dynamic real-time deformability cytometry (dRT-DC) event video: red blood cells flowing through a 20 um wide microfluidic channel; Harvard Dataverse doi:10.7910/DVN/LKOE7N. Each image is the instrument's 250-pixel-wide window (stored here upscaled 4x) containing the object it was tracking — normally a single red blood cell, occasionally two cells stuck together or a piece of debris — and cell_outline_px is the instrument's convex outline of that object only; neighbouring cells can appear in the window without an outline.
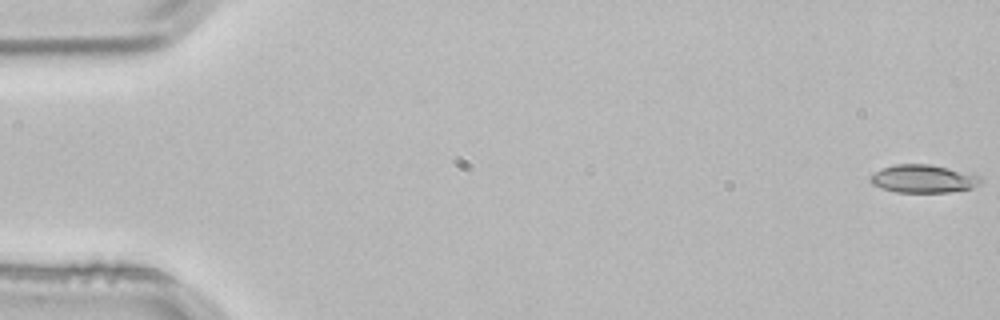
{"species": "common noctule bat (a hibernating species)", "species_latin": "Nyctalus noctula", "temperature_condition": "room temperature", "stored_images_in_passage": 3, "camera_frame_rate_fps": 3000, "um_per_image_px": 0.085, "animal": {"sex": "male", "body_mass_g": 21.5, "forearm_length_mm": 52.0}, "frame": {"image": 1, "passage_image": 1, "time_ms": 0.0, "image_size_px": [1000, 320], "cell_outline_px": [[980, 184], [972, 188], [948, 192], [896, 192], [872, 184], [868, 180], [868, 176], [884, 168], [896, 164], [928, 164], [948, 168], [980, 176]], "centroid_in_image_um": [78.45, 15.2], "position_along_channel_um": 6.5, "area_um2": 17.74}}
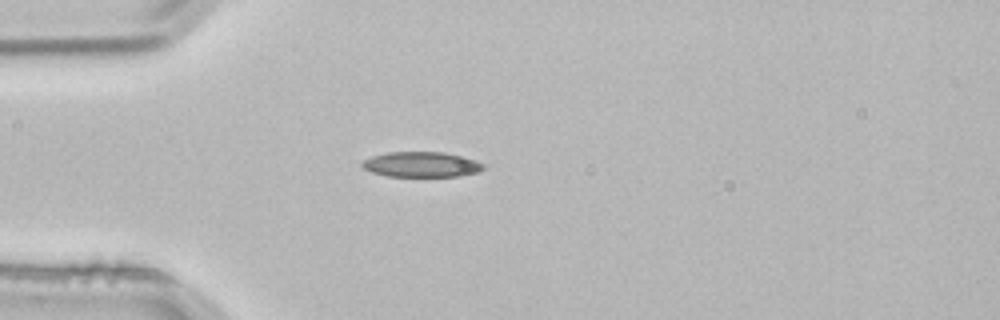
{"frame": {"image": 2, "passage_image": 3, "time_ms": 0.667, "image_size_px": [1000, 320], "cell_outline_px": [[484, 168], [480, 172], [460, 176], [388, 176], [372, 172], [364, 168], [360, 164], [364, 160], [372, 156], [388, 152], [444, 152], [464, 156], [476, 160], [484, 164]], "centroid_in_image_um": [35.86, 13.97], "position_along_channel_um": 49.1, "area_um2": 17.92}}